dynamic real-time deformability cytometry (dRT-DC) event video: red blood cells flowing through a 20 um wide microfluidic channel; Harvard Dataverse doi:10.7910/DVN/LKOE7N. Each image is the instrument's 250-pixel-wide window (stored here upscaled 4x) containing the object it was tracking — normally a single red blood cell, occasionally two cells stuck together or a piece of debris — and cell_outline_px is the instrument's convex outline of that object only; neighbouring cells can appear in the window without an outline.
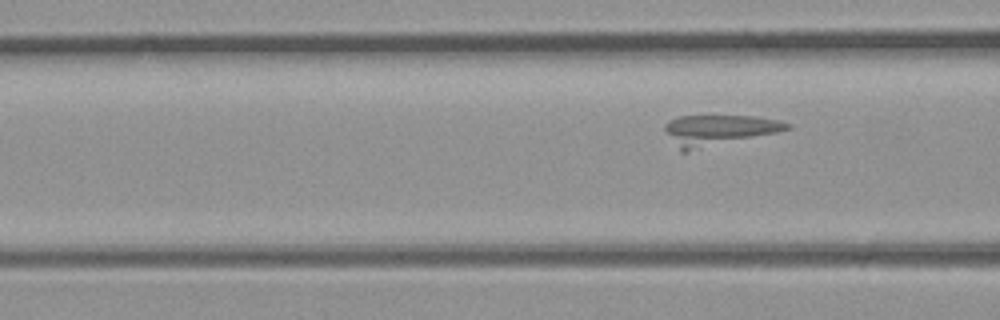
{"species": "common noctule bat (a hibernating species)", "species_latin": "Nyctalus noctula", "temperature_condition": "room temperature", "stored_images_in_passage": 5, "camera_frame_rate_fps": 3000, "um_per_image_px": 0.085, "animal": {"sex": "male", "body_mass_g": 23.1, "forearm_length_mm": 52.7}, "frame": {"image": 1, "passage_image": 5, "time_ms": 1.333, "image_size_px": [1000, 320], "cell_outline_px": [[792, 128], [776, 132], [688, 152], [680, 152], [664, 128], [664, 124], [668, 120], [680, 116], [756, 116], [780, 120], [792, 124]], "centroid_in_image_um": [61.08, 11.06], "position_along_channel_um": 105.5, "area_um2": 21.79}}